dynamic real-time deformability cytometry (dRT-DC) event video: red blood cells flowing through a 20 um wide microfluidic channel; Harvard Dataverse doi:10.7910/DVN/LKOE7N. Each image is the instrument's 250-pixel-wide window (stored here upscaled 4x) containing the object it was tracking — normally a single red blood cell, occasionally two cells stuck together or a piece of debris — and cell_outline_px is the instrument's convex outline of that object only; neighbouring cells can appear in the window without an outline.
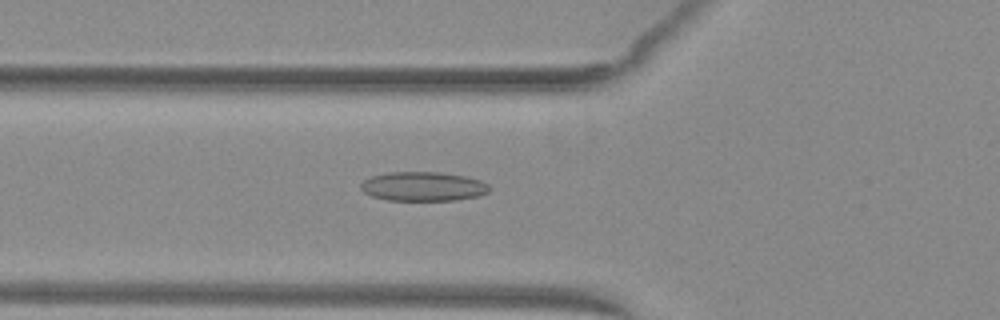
{"species": "common noctule bat (a hibernating species)", "species_latin": "Nyctalus noctula", "temperature_condition": "warm", "stored_images_in_passage": 34, "camera_frame_rate_fps": 3000, "um_per_image_px": 0.085, "animal": {"sex": "female", "body_mass_g": 29.2, "forearm_length_mm": 56.3}, "frame": {"image": 1, "passage_image": 2, "time_ms": 0.333, "image_size_px": [1000, 320], "cell_outline_px": [[488, 192], [480, 196], [456, 200], [388, 200], [372, 196], [364, 192], [360, 188], [360, 184], [364, 180], [372, 176], [388, 172], [440, 172], [464, 176], [480, 180], [488, 184]], "centroid_in_image_um": [35.96, 15.84], "position_along_channel_um": 89.8, "area_um2": 21.85}}
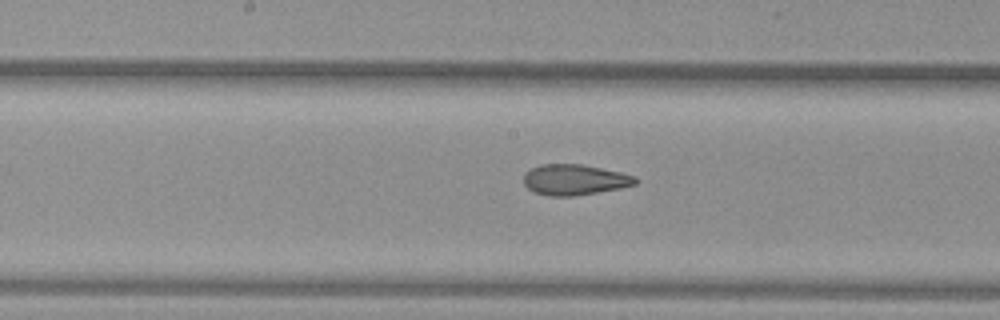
{"frame": {"image": 2, "passage_image": 10, "time_ms": 3.0, "image_size_px": [1000, 320], "cell_outline_px": [[640, 180], [636, 184], [620, 188], [576, 196], [548, 196], [532, 192], [524, 184], [524, 172], [540, 164], [580, 164], [620, 172], [636, 176]], "centroid_in_image_um": [48.83, 15.28], "position_along_channel_um": 199.4, "area_um2": 20.11}}
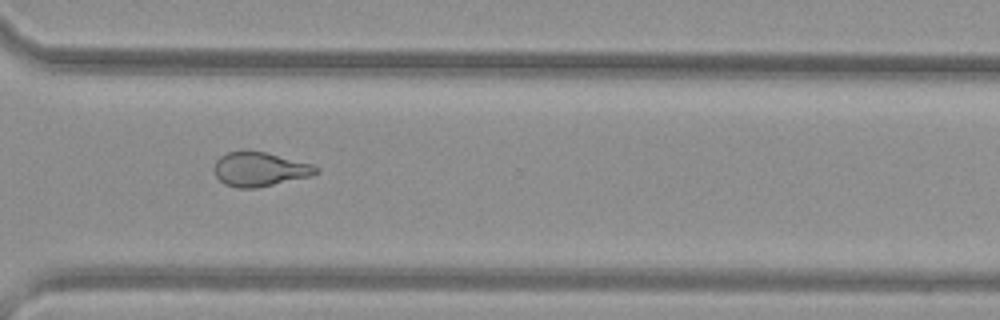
{"frame": {"image": 3, "passage_image": 21, "time_ms": 6.667, "image_size_px": [1000, 320], "cell_outline_px": [[320, 172], [312, 176], [256, 188], [236, 188], [224, 184], [216, 176], [212, 168], [216, 160], [220, 156], [228, 152], [244, 148], [248, 148], [312, 164], [320, 168]], "centroid_in_image_um": [22.05, 14.36], "position_along_channel_um": 348.6, "area_um2": 20.81}}